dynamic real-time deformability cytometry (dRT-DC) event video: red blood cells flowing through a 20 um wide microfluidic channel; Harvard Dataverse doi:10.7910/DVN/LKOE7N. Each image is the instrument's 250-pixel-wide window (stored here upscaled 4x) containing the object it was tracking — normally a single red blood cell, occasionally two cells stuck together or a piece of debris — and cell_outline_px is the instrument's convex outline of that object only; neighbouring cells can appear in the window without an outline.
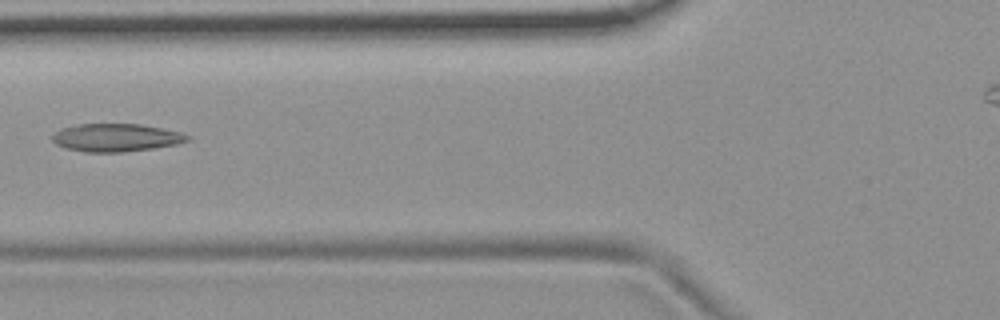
{"species": "common noctule bat (a hibernating species)", "species_latin": "Nyctalus noctula", "temperature_condition": "room temperature", "stored_images_in_passage": 5, "camera_frame_rate_fps": 3000, "um_per_image_px": 0.085, "animal": {"sex": "female", "body_mass_g": 19.9}, "frame": {"image": 1, "passage_image": 5, "time_ms": 1.333, "image_size_px": [1000, 320], "cell_outline_px": [[192, 136], [188, 140], [176, 144], [152, 148], [124, 152], [84, 152], [68, 148], [56, 144], [52, 140], [52, 136], [60, 128], [80, 124], [140, 124], [180, 132]], "centroid_in_image_um": [9.86, 11.69], "position_along_channel_um": 115.9, "area_um2": 21.79}}